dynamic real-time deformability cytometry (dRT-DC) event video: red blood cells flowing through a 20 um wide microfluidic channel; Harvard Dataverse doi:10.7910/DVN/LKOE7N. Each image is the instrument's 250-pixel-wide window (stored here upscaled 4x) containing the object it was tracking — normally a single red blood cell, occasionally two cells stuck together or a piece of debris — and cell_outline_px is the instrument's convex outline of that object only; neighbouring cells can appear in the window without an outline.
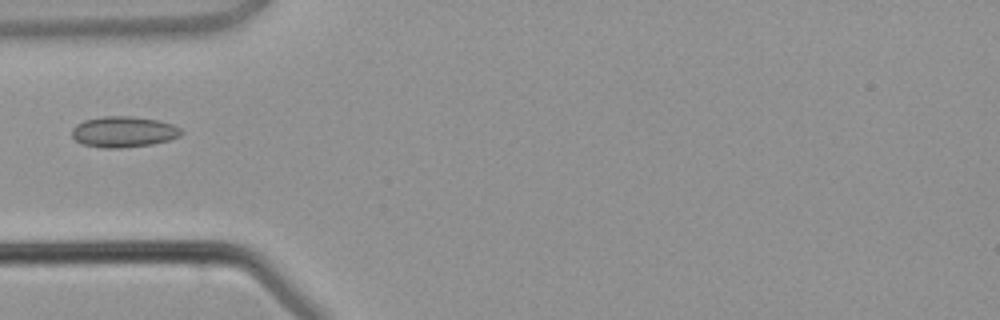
{"species": "common noctule bat (a hibernating species)", "species_latin": "Nyctalus noctula", "temperature_condition": "warm", "stored_images_in_passage": 3, "camera_frame_rate_fps": 3000, "um_per_image_px": 0.085, "animal": {"sex": "male", "body_mass_g": 21.5, "forearm_length_mm": 52.0}, "frame": {"image": 1, "passage_image": 3, "time_ms": 2.333, "image_size_px": [1000, 320], "cell_outline_px": [[184, 132], [180, 136], [168, 140], [152, 144], [120, 148], [100, 148], [84, 144], [76, 140], [72, 136], [72, 128], [76, 124], [84, 120], [104, 116], [128, 116], [156, 120], [172, 124], [180, 128]], "centroid_in_image_um": [10.49, 11.21], "position_along_channel_um": 74.5, "area_um2": 19.59}}